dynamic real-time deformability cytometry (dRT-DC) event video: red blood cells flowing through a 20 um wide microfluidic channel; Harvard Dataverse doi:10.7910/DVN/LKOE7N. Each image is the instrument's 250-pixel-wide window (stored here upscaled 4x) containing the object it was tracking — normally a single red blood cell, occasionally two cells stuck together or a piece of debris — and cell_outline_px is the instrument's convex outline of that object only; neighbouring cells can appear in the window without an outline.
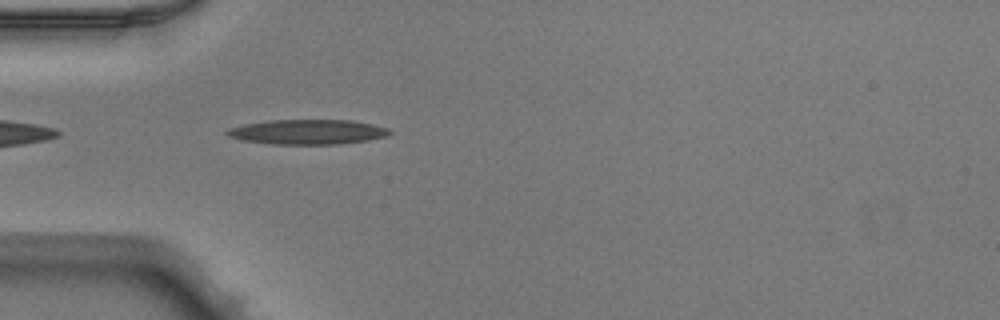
{"species": "Egyptian fruit bat (a non-hibernating species)", "species_latin": "Rousettus aegyptiacus", "temperature_condition": "warm", "stored_images_in_passage": 34, "camera_frame_rate_fps": 3000, "um_per_image_px": 0.085, "animal": {"sex": "male"}, "frame": {"image": 1, "passage_image": 2, "time_ms": 0.333, "image_size_px": [1000, 320], "cell_outline_px": [[392, 132], [388, 136], [368, 140], [340, 144], [272, 144], [244, 140], [228, 136], [224, 132], [228, 128], [244, 124], [268, 120], [352, 120], [372, 124], [388, 128]], "centroid_in_image_um": [26.16, 11.21], "position_along_channel_um": 58.8, "area_um2": 23.58}}
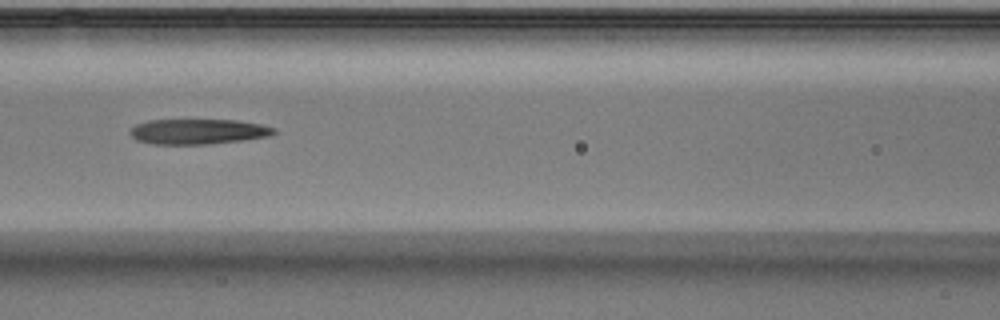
{"frame": {"image": 2, "passage_image": 9, "time_ms": 2.667, "image_size_px": [1000, 320], "cell_outline_px": [[276, 132], [268, 136], [244, 140], [208, 144], [152, 144], [136, 140], [128, 132], [136, 124], [148, 120], [236, 120], [260, 124], [276, 128]], "centroid_in_image_um": [16.82, 11.18], "position_along_channel_um": 149.8, "area_um2": 21.15}}
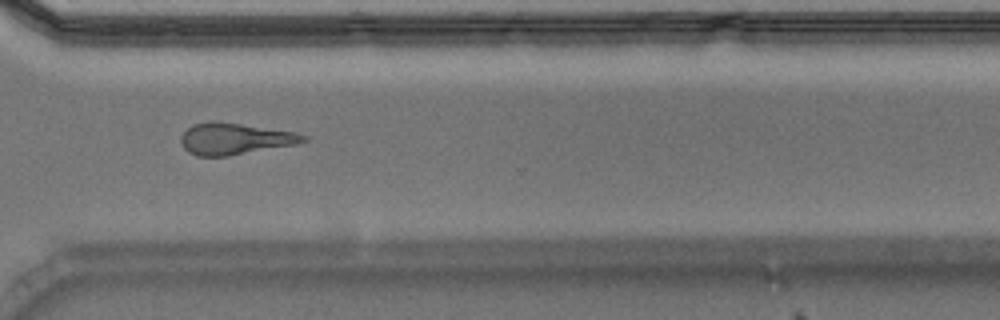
{"frame": {"image": 3, "passage_image": 24, "time_ms": 7.667, "image_size_px": [1000, 320], "cell_outline_px": [[308, 140], [292, 144], [228, 156], [196, 156], [188, 152], [184, 148], [180, 140], [180, 136], [192, 124], [208, 120], [212, 120], [296, 132], [308, 136]], "centroid_in_image_um": [19.89, 11.78], "position_along_channel_um": 350.7, "area_um2": 22.31}, "authors_computed_cell_mechanics": {"area_um2": 21.964, "velocity_mm_per_s": 4.0298, "shape_relaxation_time_tau1_ms": null, "shape_relaxation_time_tau2_ms": 7.2235, "deformation_change_tau1": null, "deformation_change_tau2": 0.2672}}